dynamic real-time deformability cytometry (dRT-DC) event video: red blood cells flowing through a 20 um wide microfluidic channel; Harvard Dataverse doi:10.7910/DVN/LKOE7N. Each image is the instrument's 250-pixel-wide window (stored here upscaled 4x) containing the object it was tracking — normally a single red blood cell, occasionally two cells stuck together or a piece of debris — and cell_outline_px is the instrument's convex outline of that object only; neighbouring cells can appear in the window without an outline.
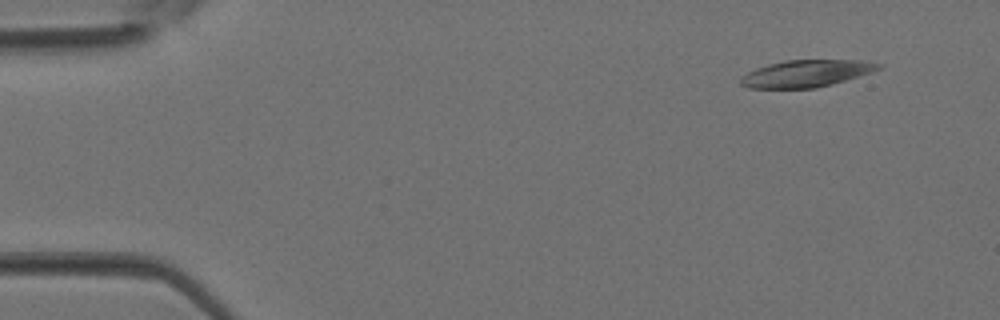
{"species": "Egyptian fruit bat (a non-hibernating species)", "species_latin": "Rousettus aegyptiacus", "temperature_condition": "room temperature", "stored_images_in_passage": 3, "camera_frame_rate_fps": 3000, "um_per_image_px": 0.085, "animal": {"sex": "female"}, "frame": {"image": 1, "passage_image": 1, "time_ms": 0.0, "image_size_px": [1000, 320], "cell_outline_px": [[884, 64], [880, 68], [872, 72], [832, 84], [816, 88], [748, 88], [740, 84], [740, 76], [756, 68], [768, 64], [784, 60], [868, 60]], "centroid_in_image_um": [68.54, 6.24], "position_along_channel_um": 16.5, "area_um2": 21.85}}
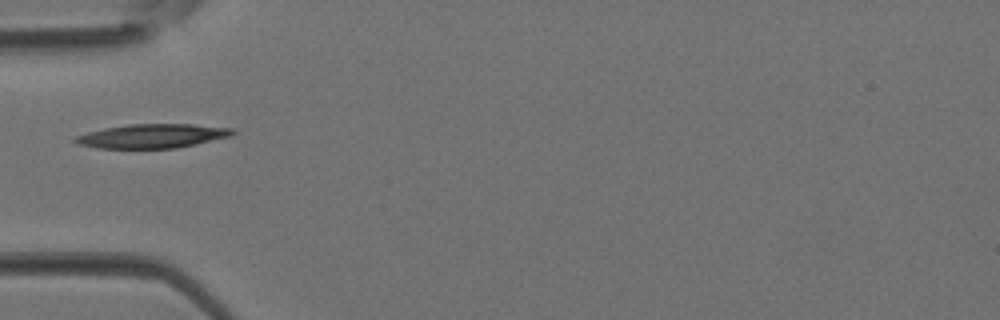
{"frame": {"image": 2, "passage_image": 3, "time_ms": 0.667, "image_size_px": [1000, 320], "cell_outline_px": [[236, 132], [232, 136], [196, 144], [176, 148], [96, 148], [76, 144], [72, 140], [76, 136], [88, 132], [104, 128], [128, 124], [192, 124], [232, 128]], "centroid_in_image_um": [12.94, 11.56], "position_along_channel_um": 72.1, "area_um2": 22.14}}